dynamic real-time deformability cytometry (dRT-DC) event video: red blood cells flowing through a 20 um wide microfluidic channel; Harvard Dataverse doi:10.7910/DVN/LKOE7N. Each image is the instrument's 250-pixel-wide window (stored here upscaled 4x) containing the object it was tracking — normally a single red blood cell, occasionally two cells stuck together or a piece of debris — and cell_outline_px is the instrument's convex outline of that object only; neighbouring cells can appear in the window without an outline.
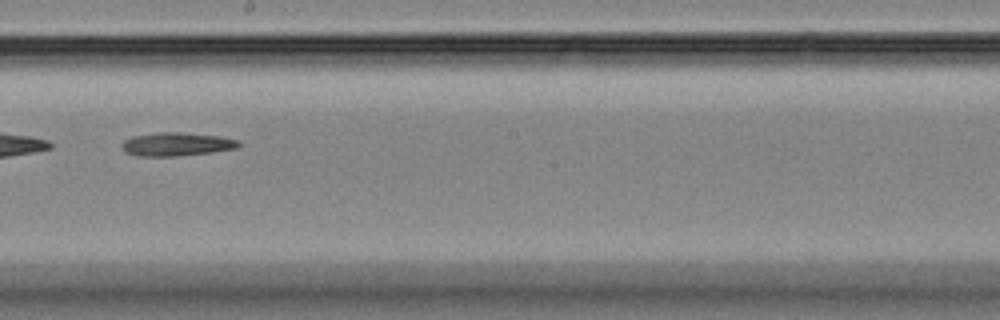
{"species": "Egyptian fruit bat (a non-hibernating species)", "species_latin": "Rousettus aegyptiacus", "temperature_condition": "room temperature", "stored_images_in_passage": 48, "camera_frame_rate_fps": 3000, "um_per_image_px": 0.085, "animal": {"sex": "female"}, "frame": {"image": 1, "passage_image": 28, "time_ms": 9.0, "image_size_px": [1000, 320], "cell_outline_px": [[240, 148], [212, 152], [176, 156], [140, 156], [124, 152], [120, 148], [120, 144], [124, 140], [132, 136], [160, 132], [180, 132], [220, 136], [240, 140]], "centroid_in_image_um": [15.01, 12.26], "position_along_channel_um": 233.2, "area_um2": 16.18}}